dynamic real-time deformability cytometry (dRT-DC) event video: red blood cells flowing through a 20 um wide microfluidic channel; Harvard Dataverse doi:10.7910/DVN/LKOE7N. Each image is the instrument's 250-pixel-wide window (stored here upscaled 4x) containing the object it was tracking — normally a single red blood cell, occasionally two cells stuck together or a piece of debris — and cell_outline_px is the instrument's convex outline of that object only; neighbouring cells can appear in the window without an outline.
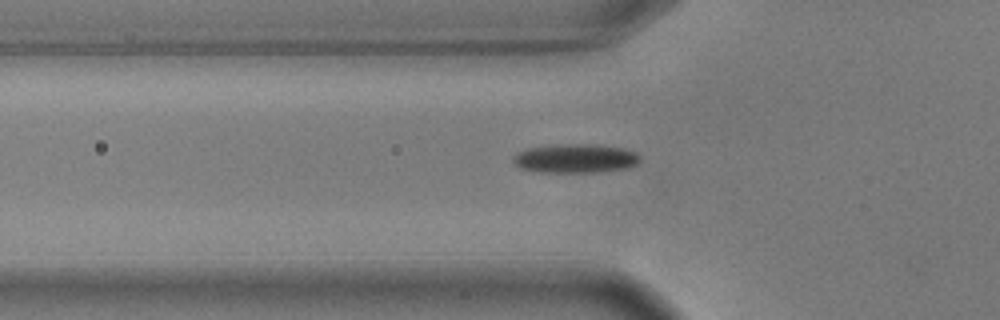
{"species": "common noctule bat (a hibernating species)", "species_latin": "Nyctalus noctula", "temperature_condition": "warm", "stored_images_in_passage": 37, "camera_frame_rate_fps": 3000, "um_per_image_px": 0.085, "animal": {"sex": "male", "body_mass_g": 17.9, "forearm_length_mm": 54.2}, "frame": {"image": 1, "passage_image": 3, "time_ms": 0.667, "image_size_px": [1000, 320], "cell_outline_px": [[640, 160], [636, 164], [624, 168], [596, 172], [536, 172], [520, 168], [512, 160], [512, 156], [516, 152], [528, 148], [548, 144], [596, 144], [624, 148], [636, 152], [640, 156]], "centroid_in_image_um": [48.86, 13.45], "position_along_channel_um": 76.9, "area_um2": 21.68}}
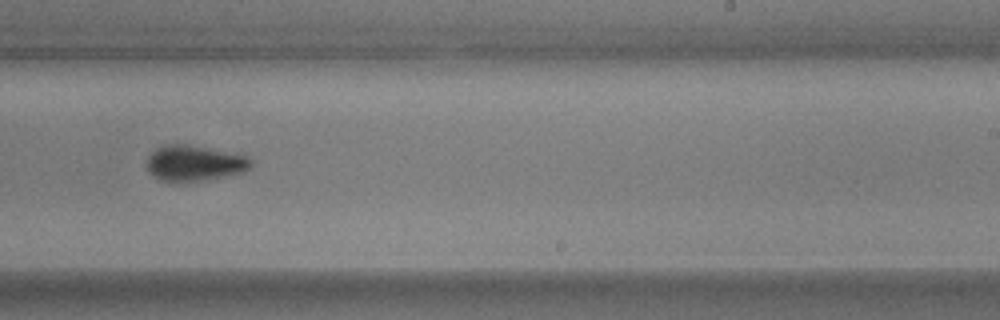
{"frame": {"image": 2, "passage_image": 19, "time_ms": 6.0, "image_size_px": [1000, 320], "cell_outline_px": [[252, 164], [244, 172], [204, 180], [180, 184], [176, 184], [160, 180], [148, 168], [148, 156], [156, 148], [168, 144], [188, 144], [248, 156], [252, 160]], "centroid_in_image_um": [16.53, 13.89], "position_along_channel_um": 272.5, "area_um2": 21.73}}
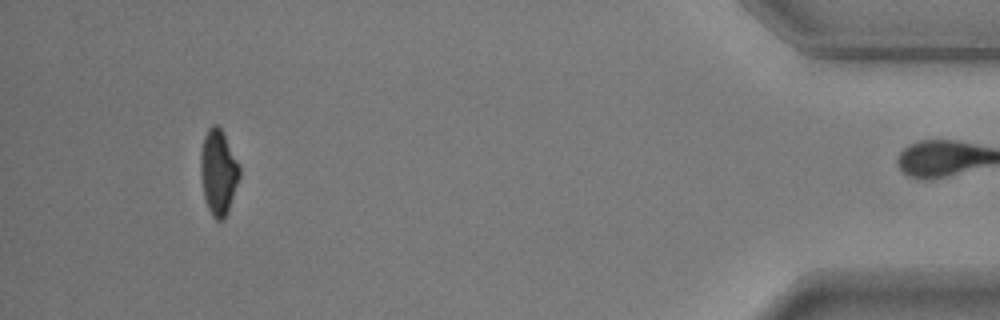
{"frame": {"image": 3, "passage_image": 36, "time_ms": 11.667, "image_size_px": [1000, 320], "cell_outline_px": [[240, 176], [228, 212], [224, 220], [216, 220], [212, 216], [208, 208], [204, 196], [200, 176], [200, 152], [204, 136], [208, 128], [212, 124], [216, 124], [220, 128], [240, 164]], "centroid_in_image_um": [18.55, 14.64], "position_along_channel_um": 416.6, "area_um2": 19.48}, "authors_computed_cell_mechanics": {"area_um2": 21.097, "velocity_mm_per_s": 3.6556, "shape_relaxation_time_tau1_ms": 3.1312, "shape_relaxation_time_tau2_ms": 9.4331, "deformation_change_tau1": 0.1279, "deformation_change_tau2": 0.1224}}